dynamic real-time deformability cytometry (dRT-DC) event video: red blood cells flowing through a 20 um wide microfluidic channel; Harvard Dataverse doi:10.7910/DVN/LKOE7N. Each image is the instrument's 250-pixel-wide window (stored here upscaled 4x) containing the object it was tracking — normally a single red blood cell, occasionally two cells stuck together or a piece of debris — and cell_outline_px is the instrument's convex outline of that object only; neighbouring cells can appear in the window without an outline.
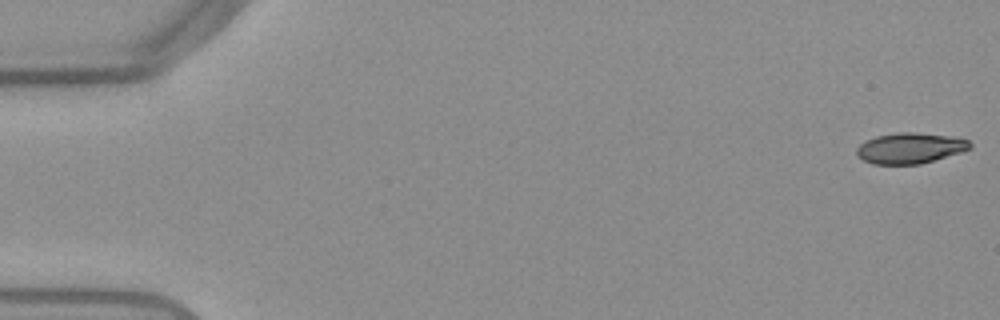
{"species": "Egyptian fruit bat (a non-hibernating species)", "species_latin": "Rousettus aegyptiacus", "temperature_condition": "warm", "stored_images_in_passage": 53, "camera_frame_rate_fps": 3000, "um_per_image_px": 0.085, "frame": {"image": 1, "passage_image": 1, "time_ms": 0.0, "image_size_px": [1000, 320], "cell_outline_px": [[972, 148], [960, 152], [920, 164], [872, 164], [856, 156], [856, 148], [864, 140], [876, 136], [896, 132], [916, 132], [948, 136], [968, 140], [972, 144]], "centroid_in_image_um": [77.31, 12.58], "position_along_channel_um": 7.7, "area_um2": 20.29}}
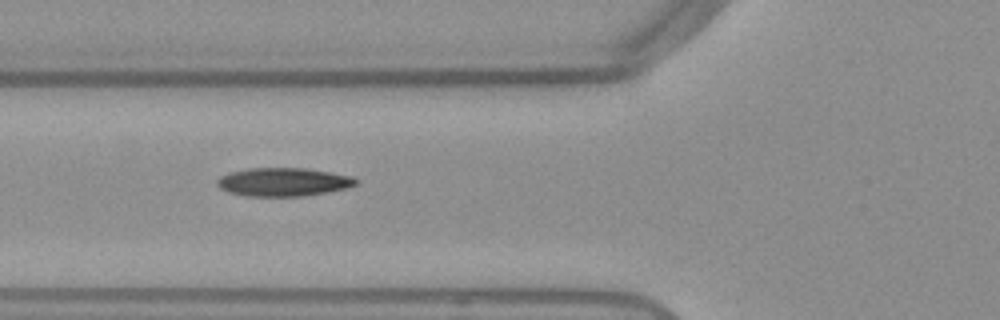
{"frame": {"image": 2, "passage_image": 20, "time_ms": 6.333, "image_size_px": [1000, 320], "cell_outline_px": [[360, 180], [356, 184], [348, 188], [328, 192], [304, 196], [244, 196], [228, 192], [220, 188], [216, 184], [216, 180], [220, 176], [228, 172], [248, 168], [304, 168], [352, 176]], "centroid_in_image_um": [24.06, 15.47], "position_along_channel_um": 101.7, "area_um2": 23.18}}
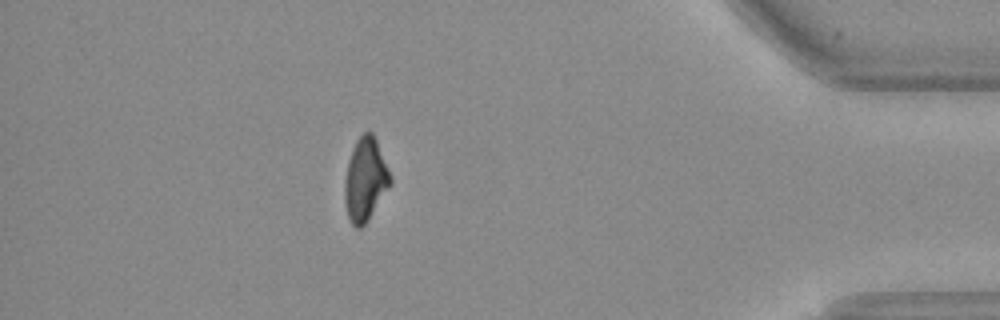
{"frame": {"image": 3, "passage_image": 47, "time_ms": 15.333, "image_size_px": [1000, 320], "cell_outline_px": [[392, 184], [368, 220], [360, 228], [356, 228], [348, 220], [344, 204], [344, 180], [348, 160], [352, 148], [356, 140], [364, 132], [372, 132], [376, 140], [392, 176]], "centroid_in_image_um": [31.04, 15.29], "position_along_channel_um": 404.2, "area_um2": 22.43}, "authors_computed_cell_mechanics": {"area_um2": 22.0796, "velocity_mm_per_s": 3.8568, "shape_relaxation_time_tau1_ms": null, "shape_relaxation_time_tau2_ms": 4.1892, "deformation_change_tau1": null, "deformation_change_tau2": 0.1031}}